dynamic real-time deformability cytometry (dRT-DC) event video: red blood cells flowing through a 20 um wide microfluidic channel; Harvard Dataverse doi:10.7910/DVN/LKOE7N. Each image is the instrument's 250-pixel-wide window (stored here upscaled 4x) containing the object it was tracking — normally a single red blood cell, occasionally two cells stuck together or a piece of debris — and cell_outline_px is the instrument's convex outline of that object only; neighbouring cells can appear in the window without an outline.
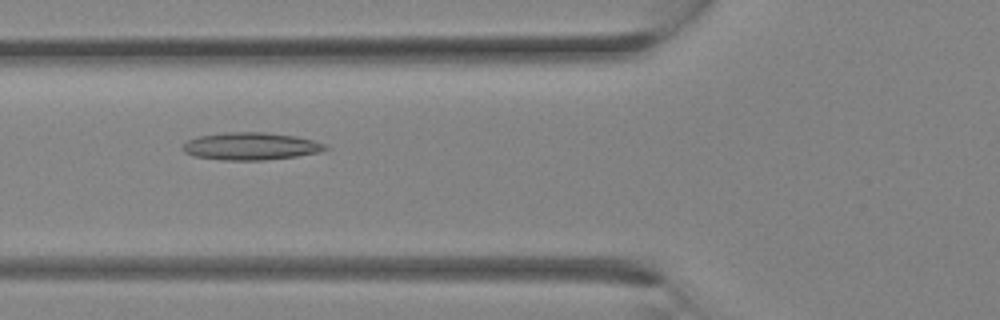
{"species": "Egyptian fruit bat (a non-hibernating species)", "species_latin": "Rousettus aegyptiacus", "temperature_condition": "room temperature", "stored_images_in_passage": 30, "camera_frame_rate_fps": 3000, "um_per_image_px": 0.085, "animal": {"sex": "female"}, "frame": {"image": 1, "passage_image": 10, "time_ms": 3.0, "image_size_px": [1000, 320], "cell_outline_px": [[328, 148], [324, 152], [296, 156], [264, 160], [220, 160], [192, 156], [184, 152], [180, 148], [188, 140], [200, 136], [224, 132], [264, 132], [296, 136], [328, 144]], "centroid_in_image_um": [21.33, 12.43], "position_along_channel_um": 104.5, "area_um2": 23.06}}
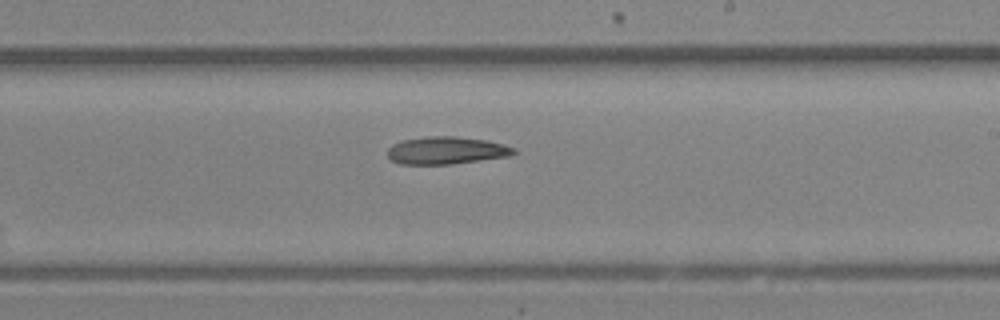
{"frame": {"image": 2, "passage_image": 17, "time_ms": 5.333, "image_size_px": [1000, 320], "cell_outline_px": [[516, 152], [512, 156], [452, 164], [400, 164], [392, 160], [388, 156], [388, 148], [392, 144], [404, 140], [428, 136], [456, 136], [488, 140], [504, 144], [516, 148]], "centroid_in_image_um": [37.99, 12.78], "position_along_channel_um": 251.0, "area_um2": 20.4}}
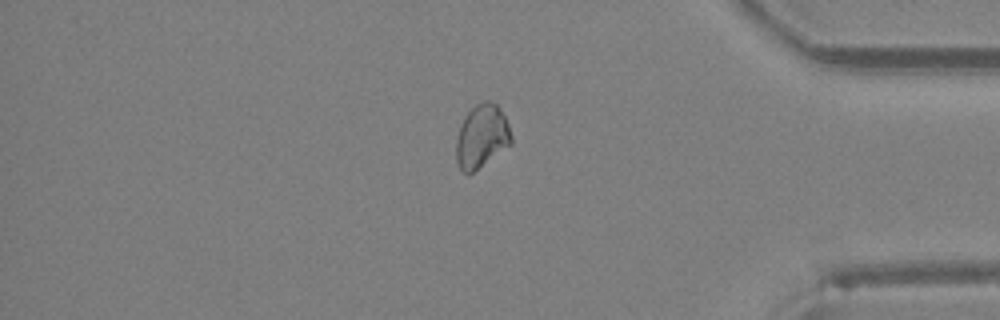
{"frame": {"image": 3, "passage_image": 25, "time_ms": 8.0, "image_size_px": [1000, 320], "cell_outline_px": [[512, 144], [472, 172], [460, 172], [456, 160], [456, 136], [460, 124], [464, 116], [476, 104], [484, 100], [488, 100], [496, 104], [500, 108], [508, 124], [512, 136]], "centroid_in_image_um": [40.93, 11.57], "position_along_channel_um": 394.3, "area_um2": 20.4}}